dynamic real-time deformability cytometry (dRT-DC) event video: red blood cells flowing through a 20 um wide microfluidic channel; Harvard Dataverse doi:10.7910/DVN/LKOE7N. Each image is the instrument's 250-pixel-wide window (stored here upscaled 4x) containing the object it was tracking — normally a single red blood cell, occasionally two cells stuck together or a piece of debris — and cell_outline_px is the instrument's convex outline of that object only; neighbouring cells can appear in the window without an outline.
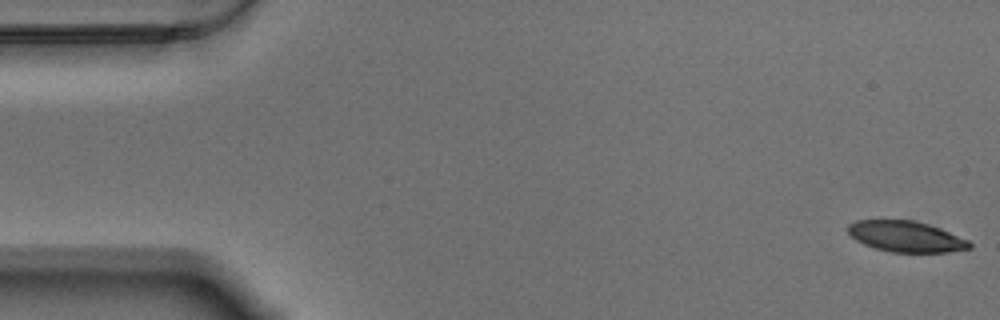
{"species": "Egyptian fruit bat (a non-hibernating species)", "species_latin": "Rousettus aegyptiacus", "temperature_condition": "warm", "stored_images_in_passage": 58, "camera_frame_rate_fps": 3000, "um_per_image_px": 0.085, "animal": {"sex": "male"}, "frame": {"image": 1, "passage_image": 1, "time_ms": 0.0, "image_size_px": [1000, 320], "cell_outline_px": [[972, 248], [948, 252], [892, 252], [876, 248], [864, 244], [856, 240], [848, 232], [848, 224], [856, 220], [912, 220], [928, 224], [940, 228], [968, 240], [972, 244]], "centroid_in_image_um": [77.02, 20.1], "position_along_channel_um": 8.0, "area_um2": 21.73}}
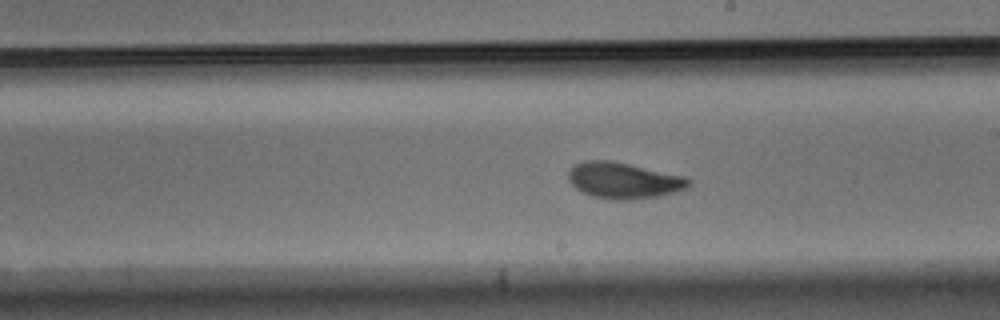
{"frame": {"image": 2, "passage_image": 32, "time_ms": 10.333, "image_size_px": [1000, 320], "cell_outline_px": [[692, 184], [688, 188], [660, 196], [628, 200], [616, 200], [592, 196], [580, 192], [568, 180], [568, 172], [576, 164], [584, 160], [612, 160], [684, 176], [692, 180]], "centroid_in_image_um": [53.02, 15.34], "position_along_channel_um": 236.0, "area_um2": 25.49}}
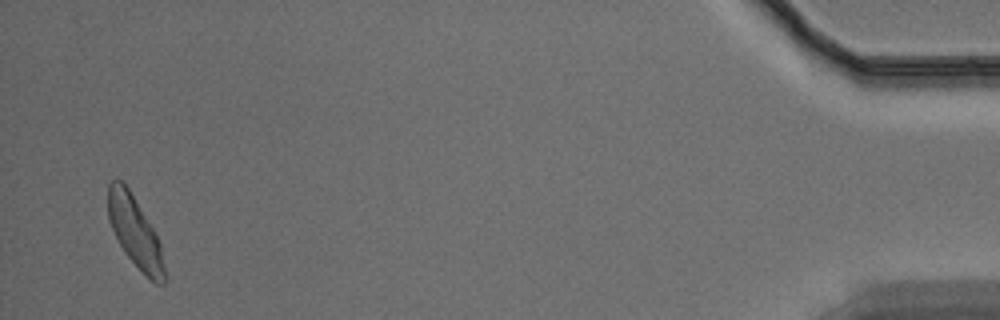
{"frame": {"image": 3, "passage_image": 56, "time_ms": 18.333, "image_size_px": [1000, 320], "cell_outline_px": [[168, 276], [164, 284], [156, 284], [124, 252], [108, 220], [108, 184], [112, 180], [120, 180], [128, 188], [152, 228], [160, 244]], "centroid_in_image_um": [11.49, 19.75], "position_along_channel_um": 423.7, "area_um2": 22.72}, "authors_computed_cell_mechanics": {"area_um2": 24.0448, "velocity_mm_per_s": 3.4462, "shape_relaxation_time_tau1_ms": 4.631, "shape_relaxation_time_tau2_ms": 2.2337, "deformation_change_tau1": 0.1471, "deformation_change_tau2": 0.0777}}